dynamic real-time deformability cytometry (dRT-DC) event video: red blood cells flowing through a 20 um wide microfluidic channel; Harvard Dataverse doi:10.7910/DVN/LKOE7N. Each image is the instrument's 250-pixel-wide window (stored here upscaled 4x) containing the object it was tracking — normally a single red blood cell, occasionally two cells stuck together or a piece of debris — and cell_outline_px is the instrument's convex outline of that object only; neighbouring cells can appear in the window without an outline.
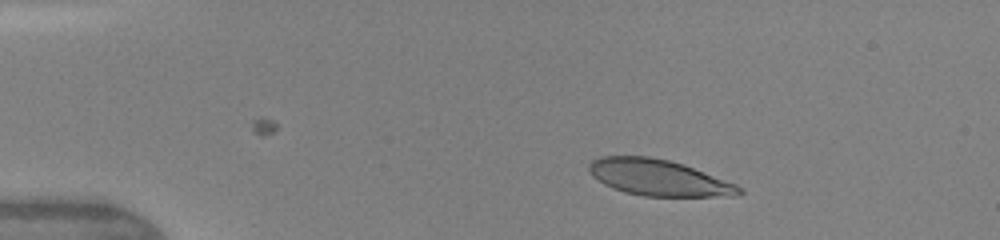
{"species": "human", "species_latin": "Homo sapiens", "temperature_condition": "warm", "stored_images_in_passage": 9, "camera_frame_rate_fps": 3000, "um_per_image_px": 0.085, "donor": {"sex": "female"}, "frame": {"image": 1, "passage_image": 2, "time_ms": 0.667, "image_size_px": [1000, 240], "cell_outline_px": [[744, 192], [736, 196], [644, 196], [624, 192], [612, 188], [604, 184], [592, 176], [588, 172], [588, 164], [592, 160], [600, 156], [648, 156], [668, 160], [684, 164], [736, 184]], "centroid_in_image_um": [55.94, 15.1], "position_along_channel_um": 29.1, "area_um2": 31.67}}